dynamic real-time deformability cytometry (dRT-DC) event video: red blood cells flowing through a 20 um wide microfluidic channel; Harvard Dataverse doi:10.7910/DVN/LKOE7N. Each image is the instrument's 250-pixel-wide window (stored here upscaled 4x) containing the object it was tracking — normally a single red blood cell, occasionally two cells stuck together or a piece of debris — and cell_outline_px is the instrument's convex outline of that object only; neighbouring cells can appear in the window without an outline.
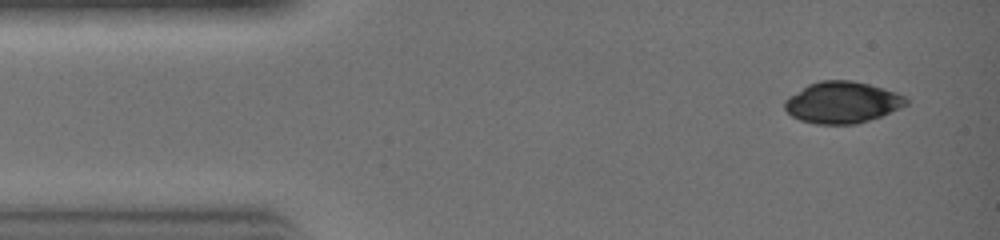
{"species": "common noctule bat (a hibernating species)", "species_latin": "Nyctalus noctula", "temperature_condition": "warm", "stored_images_in_passage": 8, "segment_of_instrument_passage": [1, 2], "camera_frame_rate_fps": 3000, "um_per_image_px": 0.085, "animal": {"sex": "female", "body_mass_g": 19.0, "forearm_length_mm": 51.5}, "frame": {"image": 1, "passage_image": 1, "time_ms": 0.0, "image_size_px": [1000, 240], "cell_outline_px": [[908, 104], [900, 108], [880, 116], [856, 124], [816, 124], [800, 120], [792, 116], [784, 108], [784, 100], [808, 84], [820, 80], [852, 80], [868, 84], [896, 92], [904, 96], [908, 100]], "centroid_in_image_um": [71.58, 8.7], "position_along_channel_um": 13.4, "area_um2": 29.25}}